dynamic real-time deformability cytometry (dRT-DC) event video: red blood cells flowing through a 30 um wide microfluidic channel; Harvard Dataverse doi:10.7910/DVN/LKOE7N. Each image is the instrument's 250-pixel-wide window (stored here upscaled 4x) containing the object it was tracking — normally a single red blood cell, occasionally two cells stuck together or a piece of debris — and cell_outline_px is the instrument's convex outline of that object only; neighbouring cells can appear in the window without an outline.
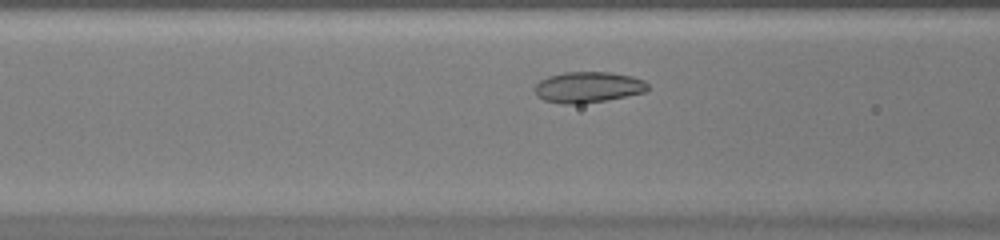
{"species": "common noctule bat (a hibernating species)", "species_latin": "Nyctalus noctula", "temperature_condition": "warm", "stored_images_in_passage": 35, "camera_frame_rate_fps": 3000, "um_per_image_px": 0.085, "animal": {"sex": "female", "body_mass_g": 20.0, "forearm_length_mm": 54.0}, "frame": {"image": 1, "passage_image": 9, "time_ms": 2.667, "image_size_px": [1000, 240], "cell_outline_px": [[648, 88], [644, 92], [604, 100], [580, 104], [564, 104], [544, 100], [536, 96], [536, 84], [540, 80], [548, 76], [564, 72], [608, 72], [632, 76], [644, 80], [648, 84]], "centroid_in_image_um": [49.96, 7.4], "position_along_channel_um": 116.6, "area_um2": 20.17}}
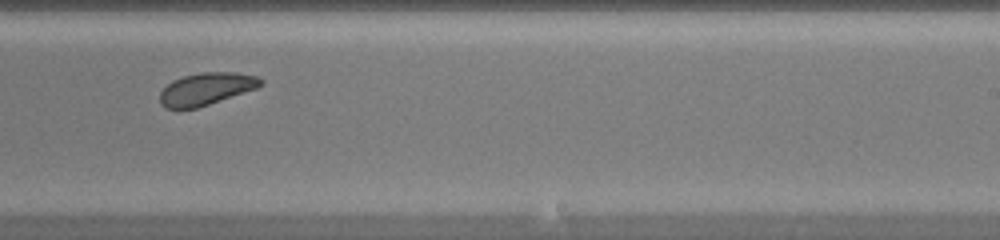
{"frame": {"image": 2, "passage_image": 21, "time_ms": 6.667, "image_size_px": [1000, 240], "cell_outline_px": [[264, 84], [256, 88], [196, 108], [164, 108], [160, 104], [160, 92], [172, 80], [184, 76], [200, 72], [236, 72], [256, 76], [264, 80]], "centroid_in_image_um": [17.52, 7.54], "position_along_channel_um": 271.5, "area_um2": 18.79}}
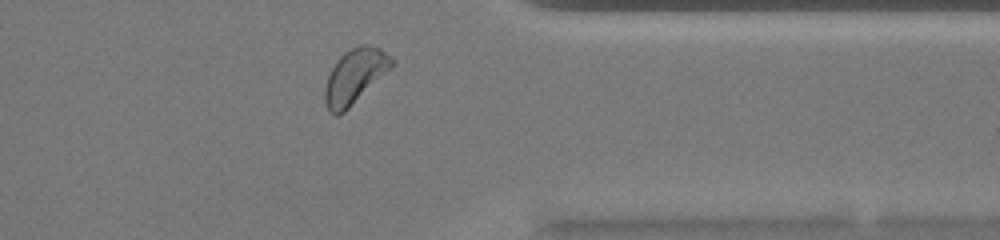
{"frame": {"image": 3, "passage_image": 30, "time_ms": 9.667, "image_size_px": [1000, 240], "cell_outline_px": [[396, 64], [344, 112], [336, 116], [328, 112], [324, 100], [324, 88], [328, 76], [336, 60], [344, 52], [360, 44], [368, 44], [380, 48], [396, 60]], "centroid_in_image_um": [30.17, 6.47], "position_along_channel_um": 381.2, "area_um2": 21.44}, "authors_computed_cell_mechanics": {"area_um2": 19.7676, "velocity_mm_per_s": 3.8815, "shape_relaxation_time_tau1_ms": 1.8818, "shape_relaxation_time_tau2_ms": null, "deformation_change_tau1": 0.0733, "deformation_change_tau2": null}}